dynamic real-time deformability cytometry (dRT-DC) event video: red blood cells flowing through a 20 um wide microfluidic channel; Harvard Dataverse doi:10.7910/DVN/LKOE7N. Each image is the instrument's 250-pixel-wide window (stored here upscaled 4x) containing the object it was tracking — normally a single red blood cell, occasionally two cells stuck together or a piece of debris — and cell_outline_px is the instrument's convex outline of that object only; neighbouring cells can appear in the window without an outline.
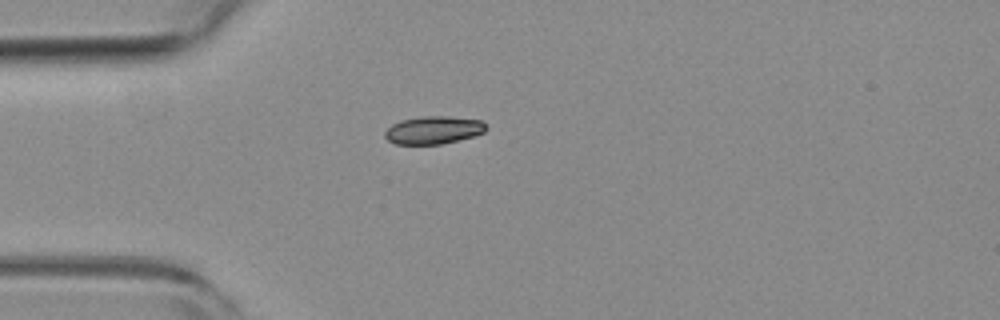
{"species": "common noctule bat (a hibernating species)", "species_latin": "Nyctalus noctula", "temperature_condition": "room temperature", "stored_images_in_passage": 5, "camera_frame_rate_fps": 3000, "um_per_image_px": 0.085, "animal": {"sex": "female", "body_mass_g": 19.3, "forearm_length_mm": 54.1}, "frame": {"image": 1, "passage_image": 1, "time_ms": 0.0, "image_size_px": [1000, 320], "cell_outline_px": [[488, 128], [484, 132], [472, 136], [440, 144], [396, 144], [388, 140], [384, 136], [384, 132], [392, 124], [400, 120], [424, 116], [448, 116], [480, 120]], "centroid_in_image_um": [36.81, 11.05], "position_along_channel_um": 48.2, "area_um2": 16.24}}
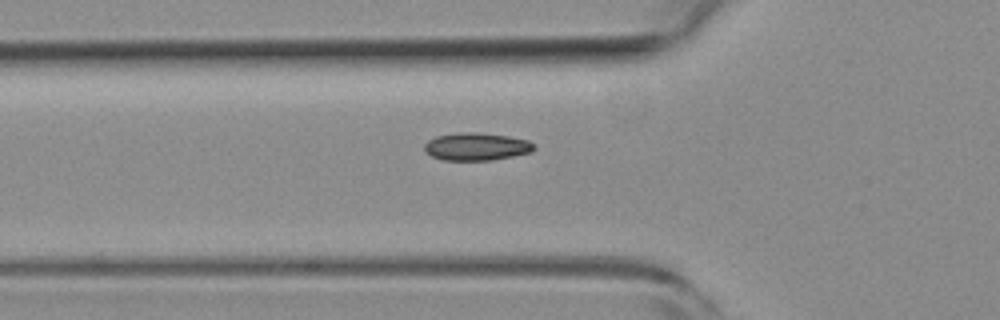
{"frame": {"image": 2, "passage_image": 5, "time_ms": 1.333, "image_size_px": [1000, 320], "cell_outline_px": [[536, 148], [532, 152], [492, 160], [444, 160], [432, 156], [424, 152], [424, 144], [428, 140], [436, 136], [460, 132], [476, 132], [508, 136], [528, 140]], "centroid_in_image_um": [40.47, 12.46], "position_along_channel_um": 85.3, "area_um2": 17.69}}